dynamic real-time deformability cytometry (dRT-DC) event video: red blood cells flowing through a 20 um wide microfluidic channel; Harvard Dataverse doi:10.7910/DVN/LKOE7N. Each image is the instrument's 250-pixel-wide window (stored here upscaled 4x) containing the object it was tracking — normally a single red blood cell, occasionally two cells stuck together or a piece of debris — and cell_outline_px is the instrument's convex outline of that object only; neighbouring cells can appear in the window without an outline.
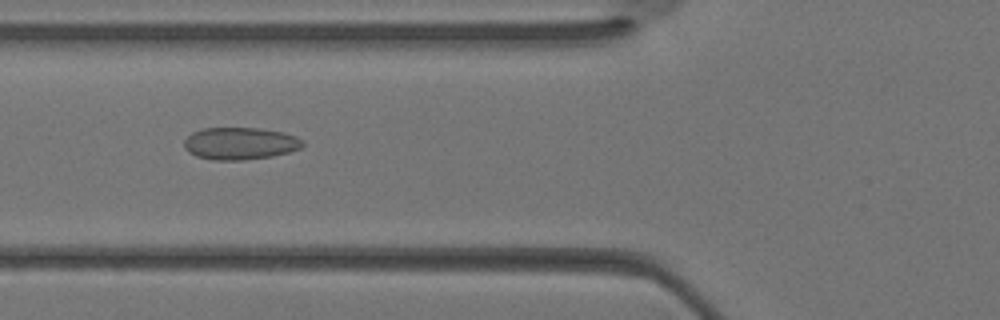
{"species": "Egyptian fruit bat (a non-hibernating species)", "species_latin": "Rousettus aegyptiacus", "temperature_condition": "warm", "stored_images_in_passage": 35, "camera_frame_rate_fps": 3000, "um_per_image_px": 0.085, "animal": {"sex": "female"}, "frame": {"image": 1, "passage_image": 13, "time_ms": 4.0, "image_size_px": [1000, 320], "cell_outline_px": [[304, 144], [300, 148], [288, 152], [272, 156], [244, 160], [212, 160], [196, 156], [188, 152], [184, 148], [184, 140], [192, 132], [204, 128], [256, 128], [284, 132], [296, 136]], "centroid_in_image_um": [20.37, 12.2], "position_along_channel_um": 105.4, "area_um2": 22.25}}
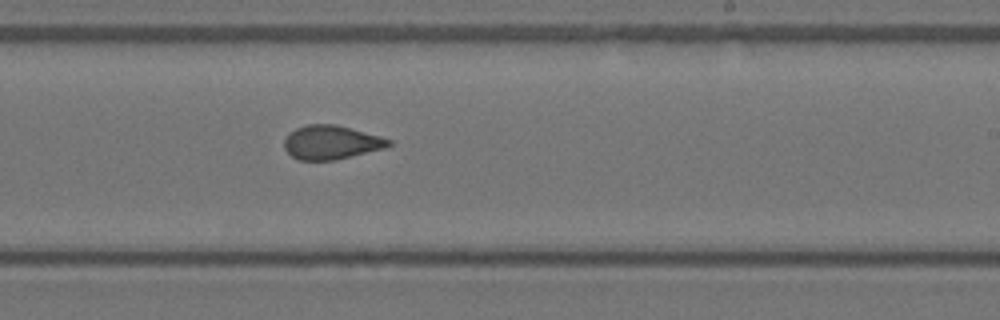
{"frame": {"image": 2, "passage_image": 21, "time_ms": 6.667, "image_size_px": [1000, 320], "cell_outline_px": [[392, 144], [384, 148], [336, 160], [300, 160], [292, 156], [284, 148], [284, 140], [288, 132], [296, 128], [308, 124], [336, 124], [380, 136], [392, 140]], "centroid_in_image_um": [28.13, 12.09], "position_along_channel_um": 260.9, "area_um2": 20.63}}
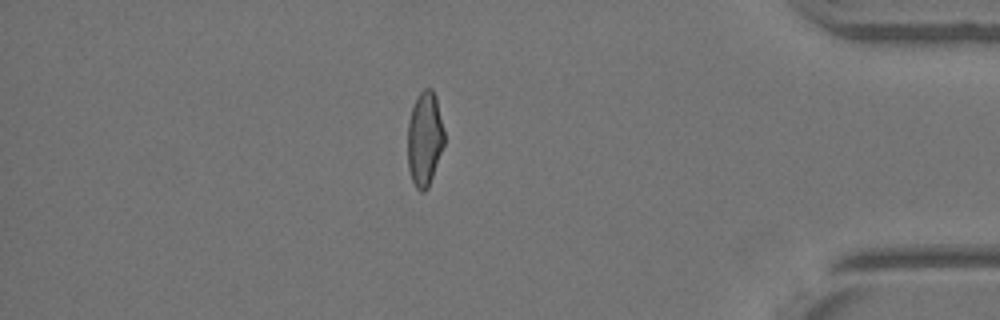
{"frame": {"image": 3, "passage_image": 30, "time_ms": 9.667, "image_size_px": [1000, 320], "cell_outline_px": [[444, 144], [428, 188], [424, 192], [420, 192], [416, 188], [412, 180], [408, 168], [408, 124], [412, 108], [420, 92], [424, 88], [432, 88], [436, 96], [444, 132]], "centroid_in_image_um": [36.09, 11.81], "position_along_channel_um": 399.1, "area_um2": 20.0}}